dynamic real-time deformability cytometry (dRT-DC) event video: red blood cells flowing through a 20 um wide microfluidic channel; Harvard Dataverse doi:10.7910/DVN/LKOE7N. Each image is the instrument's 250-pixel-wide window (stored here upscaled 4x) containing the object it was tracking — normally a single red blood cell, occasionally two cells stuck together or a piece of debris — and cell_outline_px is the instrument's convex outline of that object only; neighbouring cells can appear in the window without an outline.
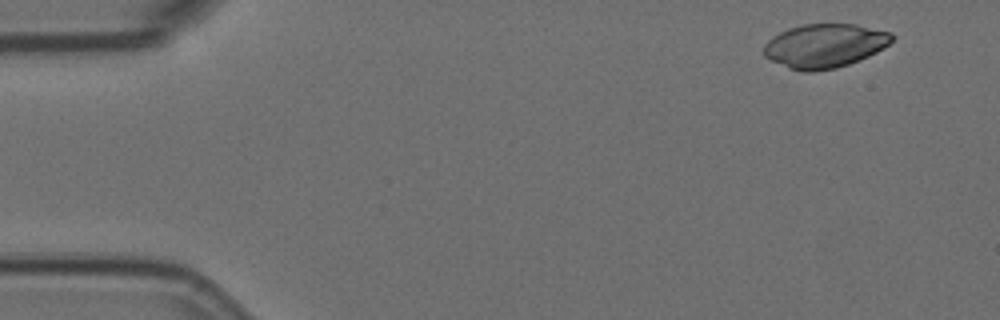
{"species": "Egyptian fruit bat (a non-hibernating species)", "species_latin": "Rousettus aegyptiacus", "temperature_condition": "room temperature", "stored_images_in_passage": 9, "camera_frame_rate_fps": 3000, "um_per_image_px": 0.085, "animal": {"sex": "female"}, "frame": {"image": 1, "passage_image": 1, "time_ms": 0.0, "image_size_px": [1000, 320], "cell_outline_px": [[896, 36], [884, 48], [868, 56], [848, 64], [836, 68], [812, 72], [804, 72], [788, 68], [764, 56], [764, 44], [772, 36], [788, 28], [800, 24], [856, 24], [892, 32]], "centroid_in_image_um": [70.1, 3.88], "position_along_channel_um": 14.9, "area_um2": 32.95}}